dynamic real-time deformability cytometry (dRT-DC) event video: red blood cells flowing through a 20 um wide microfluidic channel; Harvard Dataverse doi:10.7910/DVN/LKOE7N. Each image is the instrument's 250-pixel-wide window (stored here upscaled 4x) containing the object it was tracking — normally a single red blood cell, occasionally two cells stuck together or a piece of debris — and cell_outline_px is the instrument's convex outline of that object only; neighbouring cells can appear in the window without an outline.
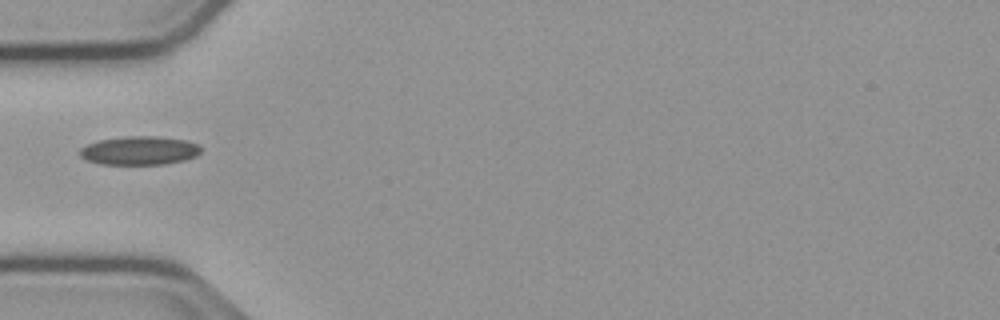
{"species": "common noctule bat (a hibernating species)", "species_latin": "Nyctalus noctula", "temperature_condition": "cold", "stored_images_in_passage": 38, "camera_frame_rate_fps": 3000, "um_per_image_px": 0.085, "animal": {"sex": "male", "body_mass_g": 23.1, "forearm_length_mm": 52.7}, "frame": {"image": 1, "passage_image": 1, "time_ms": 0.0, "image_size_px": [1000, 320], "cell_outline_px": [[200, 152], [196, 156], [184, 160], [164, 164], [100, 164], [88, 160], [80, 156], [80, 148], [88, 144], [100, 140], [124, 136], [156, 136], [188, 140], [200, 144]], "centroid_in_image_um": [11.88, 12.79], "position_along_channel_um": 73.1, "area_um2": 20.23}}
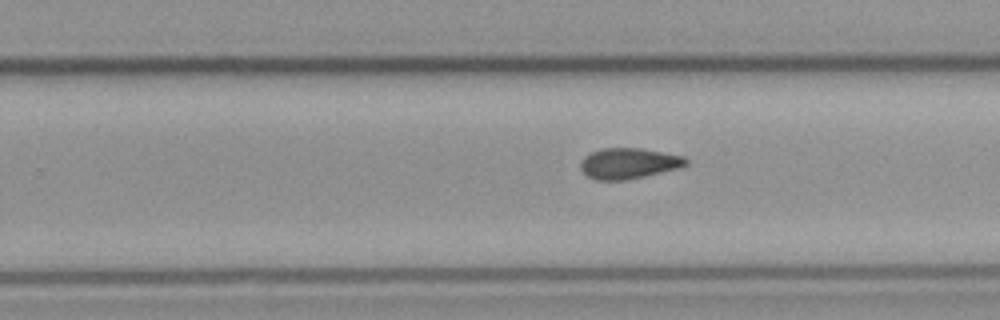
{"frame": {"image": 2, "passage_image": 17, "time_ms": 5.333, "image_size_px": [1000, 320], "cell_outline_px": [[688, 164], [680, 168], [628, 180], [596, 180], [588, 176], [580, 168], [580, 160], [584, 156], [600, 148], [640, 148], [664, 152], [684, 156], [688, 160]], "centroid_in_image_um": [53.45, 13.88], "position_along_channel_um": 276.4, "area_um2": 19.07}}
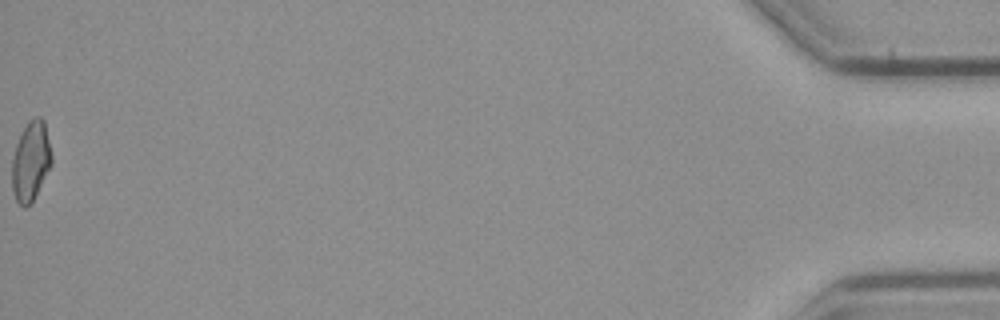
{"frame": {"image": 3, "passage_image": 38, "time_ms": 12.333, "image_size_px": [1000, 320], "cell_outline_px": [[52, 164], [32, 204], [24, 208], [16, 200], [12, 192], [12, 156], [16, 144], [28, 120], [36, 116], [40, 116], [44, 120], [52, 156]], "centroid_in_image_um": [2.61, 13.73], "position_along_channel_um": 432.6, "area_um2": 18.61}}